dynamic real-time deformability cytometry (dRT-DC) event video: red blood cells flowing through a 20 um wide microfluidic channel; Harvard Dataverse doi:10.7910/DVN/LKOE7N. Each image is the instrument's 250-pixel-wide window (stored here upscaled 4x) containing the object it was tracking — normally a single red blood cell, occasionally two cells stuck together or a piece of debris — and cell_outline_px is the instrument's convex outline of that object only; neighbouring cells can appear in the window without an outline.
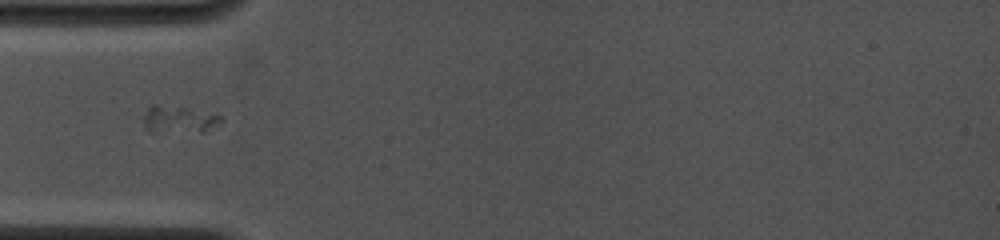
{"species": "common noctule bat (a hibernating species)", "species_latin": "Nyctalus noctula", "temperature_condition": "cold", "stored_images_in_passage": 3, "camera_frame_rate_fps": 4000, "um_per_image_px": 0.085, "animal": {"sex": "female", "body_mass_g": 19.0, "forearm_length_mm": 53.3}, "frame": {"image": 1, "passage_image": 1, "time_ms": 0.0, "image_size_px": [1000, 240], "cell_outline_px": [[224, 120], [220, 124], [204, 132], [152, 132], [144, 128], [144, 116], [148, 108], [152, 104], [156, 104], [184, 108], [220, 116]], "centroid_in_image_um": [15.18, 10.18], "position_along_channel_um": 69.8, "area_um2": 12.14}}
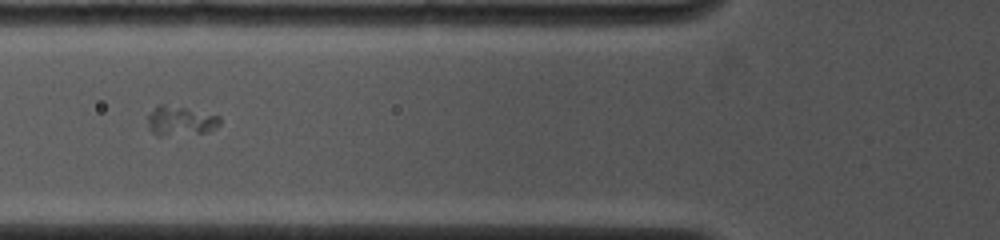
{"frame": {"image": 2, "passage_image": 2, "time_ms": 1.0, "image_size_px": [1000, 240], "cell_outline_px": [[220, 124], [216, 128], [208, 132], [160, 136], [156, 136], [148, 128], [148, 116], [156, 104], [164, 104], [184, 108], [220, 116]], "centroid_in_image_um": [15.31, 10.28], "position_along_channel_um": 110.5, "area_um2": 12.37}}
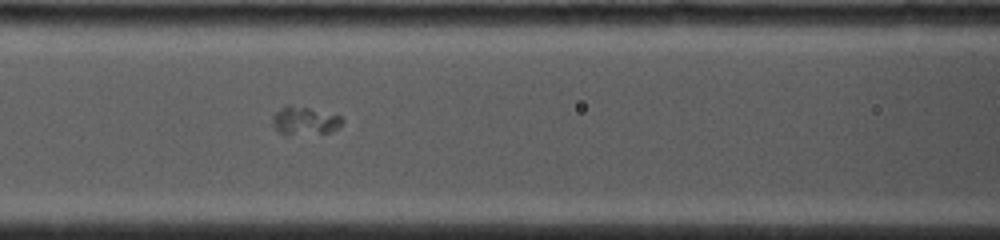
{"frame": {"image": 3, "passage_image": 3, "time_ms": 1.75, "image_size_px": [1000, 240], "cell_outline_px": [[344, 120], [340, 128], [332, 132], [288, 136], [284, 136], [272, 124], [272, 116], [280, 108], [288, 104], [308, 108], [340, 116]], "centroid_in_image_um": [25.89, 10.3], "position_along_channel_um": 140.7, "area_um2": 11.68}}